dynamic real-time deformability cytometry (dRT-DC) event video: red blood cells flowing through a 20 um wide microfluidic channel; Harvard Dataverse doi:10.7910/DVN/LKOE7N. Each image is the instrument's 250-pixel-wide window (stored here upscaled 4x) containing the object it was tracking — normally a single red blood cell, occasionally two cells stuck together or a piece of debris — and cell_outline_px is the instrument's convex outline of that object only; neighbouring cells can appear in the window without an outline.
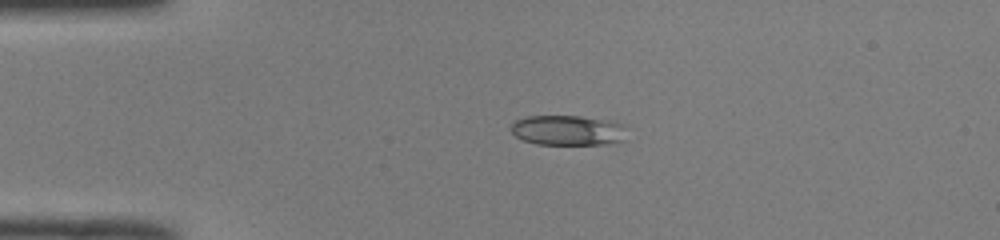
{"species": "common noctule bat (a hibernating species)", "species_latin": "Nyctalus noctula", "temperature_condition": "room temperature", "stored_images_in_passage": 39, "camera_frame_rate_fps": 3000, "um_per_image_px": 0.085, "animal": {"sex": "male", "body_mass_g": 19.0, "forearm_length_mm": 50.8}, "frame": {"image": 1, "passage_image": 1, "time_ms": 0.0, "image_size_px": [1000, 240], "cell_outline_px": [[628, 140], [608, 144], [536, 144], [524, 140], [516, 136], [512, 132], [512, 124], [516, 120], [528, 116], [580, 116], [608, 120], [624, 124]], "centroid_in_image_um": [48.34, 11.08], "position_along_channel_um": 36.7, "area_um2": 20.46}}
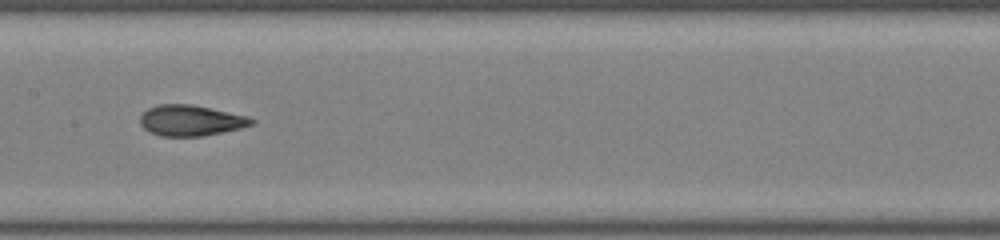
{"frame": {"image": 2, "passage_image": 15, "time_ms": 4.667, "image_size_px": [1000, 240], "cell_outline_px": [[256, 124], [240, 128], [200, 136], [160, 136], [144, 128], [140, 124], [140, 116], [148, 108], [160, 104], [192, 104], [248, 116], [256, 120]], "centroid_in_image_um": [16.23, 10.23], "position_along_channel_um": 191.2, "area_um2": 19.88}}
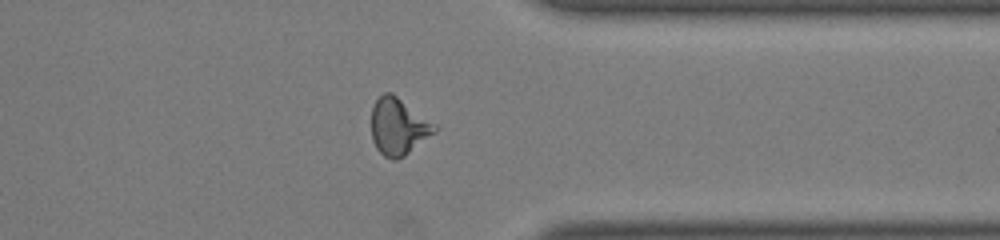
{"frame": {"image": 3, "passage_image": 29, "time_ms": 9.333, "image_size_px": [1000, 240], "cell_outline_px": [[440, 128], [436, 132], [404, 156], [396, 160], [392, 160], [384, 156], [376, 148], [372, 140], [372, 108], [376, 100], [384, 92], [392, 92], [436, 124]], "centroid_in_image_um": [33.88, 10.76], "position_along_channel_um": 377.5, "area_um2": 21.04}, "authors_computed_cell_mechanics": {"area_um2": 19.941, "velocity_mm_per_s": 4.0881, "shape_relaxation_time_tau1_ms": 5.8018, "shape_relaxation_time_tau2_ms": 1.6197, "deformation_change_tau1": 0.1816, "deformation_change_tau2": 0.0787}}